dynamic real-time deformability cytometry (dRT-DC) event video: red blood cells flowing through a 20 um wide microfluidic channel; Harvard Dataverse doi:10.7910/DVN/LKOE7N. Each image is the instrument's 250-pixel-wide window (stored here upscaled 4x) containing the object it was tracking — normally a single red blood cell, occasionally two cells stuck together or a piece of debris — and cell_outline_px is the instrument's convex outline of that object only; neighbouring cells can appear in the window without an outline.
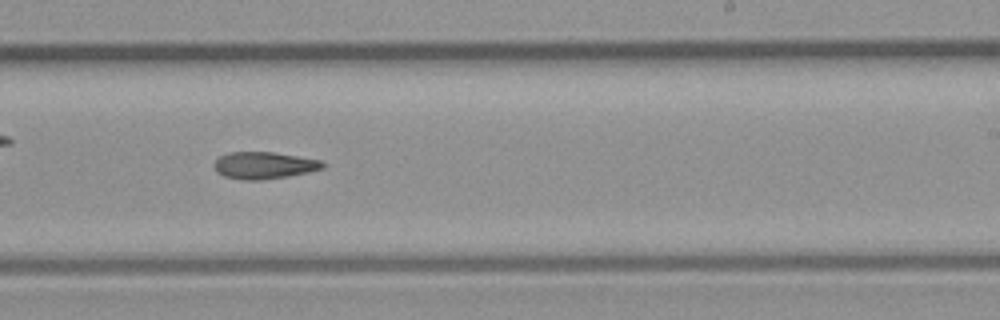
{"species": "common noctule bat (a hibernating species)", "species_latin": "Nyctalus noctula", "temperature_condition": "room temperature", "stored_images_in_passage": 24, "camera_frame_rate_fps": 3000, "um_per_image_px": 0.085, "animal": {"sex": "male", "body_mass_g": 23.1, "forearm_length_mm": 52.7}, "frame": {"image": 1, "passage_image": 11, "time_ms": 3.333, "image_size_px": [1000, 320], "cell_outline_px": [[324, 168], [308, 172], [288, 176], [260, 180], [244, 180], [224, 176], [216, 172], [212, 164], [220, 156], [228, 152], [272, 152], [320, 160], [324, 164]], "centroid_in_image_um": [22.39, 14.06], "position_along_channel_um": 266.6, "area_um2": 16.99}}